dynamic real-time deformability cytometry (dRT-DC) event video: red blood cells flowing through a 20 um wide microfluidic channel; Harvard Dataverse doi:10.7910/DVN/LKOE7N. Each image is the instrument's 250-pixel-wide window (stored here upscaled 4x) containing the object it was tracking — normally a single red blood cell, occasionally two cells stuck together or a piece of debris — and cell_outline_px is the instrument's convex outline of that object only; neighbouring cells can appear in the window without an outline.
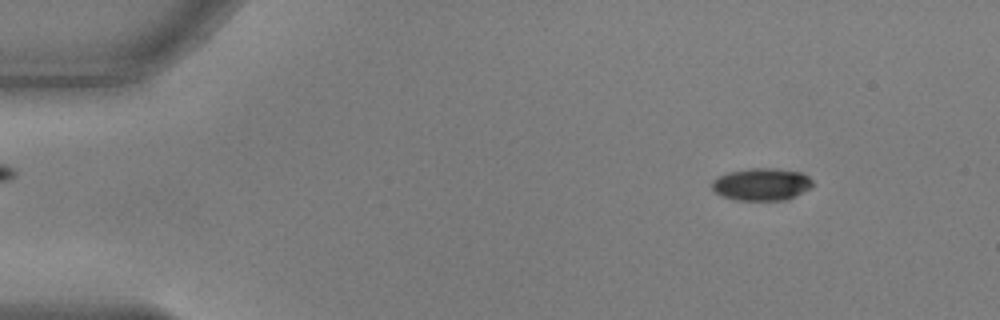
{"species": "common noctule bat (a hibernating species)", "species_latin": "Nyctalus noctula", "temperature_condition": "warm", "stored_images_in_passage": 54, "camera_frame_rate_fps": 3000, "um_per_image_px": 0.085, "animal": {"sex": "male", "body_mass_g": 17.9, "forearm_length_mm": 54.2}, "frame": {"image": 1, "passage_image": 6, "time_ms": 1.667, "image_size_px": [1000, 320], "cell_outline_px": [[812, 184], [808, 188], [788, 200], [736, 200], [720, 196], [712, 188], [712, 180], [716, 176], [728, 172], [748, 168], [776, 168], [800, 172], [808, 176], [812, 180]], "centroid_in_image_um": [64.68, 15.66], "position_along_channel_um": 20.3, "area_um2": 19.07}}
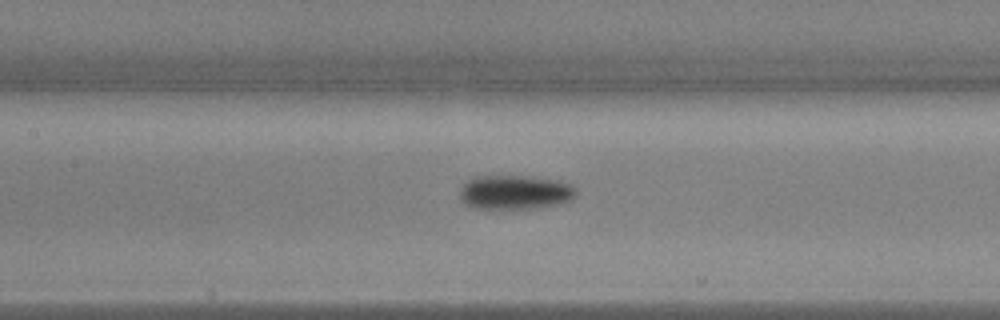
{"frame": {"image": 2, "passage_image": 25, "time_ms": 8.0, "image_size_px": [1000, 320], "cell_outline_px": [[576, 196], [568, 200], [556, 204], [532, 208], [476, 208], [464, 204], [460, 196], [460, 188], [472, 176], [528, 176], [556, 180], [572, 184], [576, 188]], "centroid_in_image_um": [43.75, 16.32], "position_along_channel_um": 163.6, "area_um2": 23.06}}
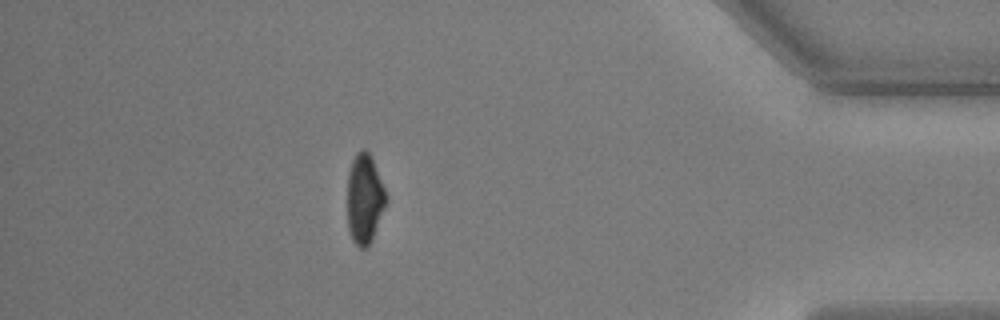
{"frame": {"image": 3, "passage_image": 48, "time_ms": 15.667, "image_size_px": [1000, 320], "cell_outline_px": [[388, 200], [372, 240], [368, 248], [360, 248], [352, 240], [348, 228], [348, 172], [352, 160], [356, 152], [360, 148], [364, 148], [372, 156], [384, 188]], "centroid_in_image_um": [30.99, 16.89], "position_along_channel_um": 404.2, "area_um2": 20.46}, "authors_computed_cell_mechanics": {"area_um2": 20.6057, "velocity_mm_per_s": 3.6939, "shape_relaxation_time_tau1_ms": 3.5014, "shape_relaxation_time_tau2_ms": 3.0958, "deformation_change_tau1": 0.1536, "deformation_change_tau2": 0.0594}}